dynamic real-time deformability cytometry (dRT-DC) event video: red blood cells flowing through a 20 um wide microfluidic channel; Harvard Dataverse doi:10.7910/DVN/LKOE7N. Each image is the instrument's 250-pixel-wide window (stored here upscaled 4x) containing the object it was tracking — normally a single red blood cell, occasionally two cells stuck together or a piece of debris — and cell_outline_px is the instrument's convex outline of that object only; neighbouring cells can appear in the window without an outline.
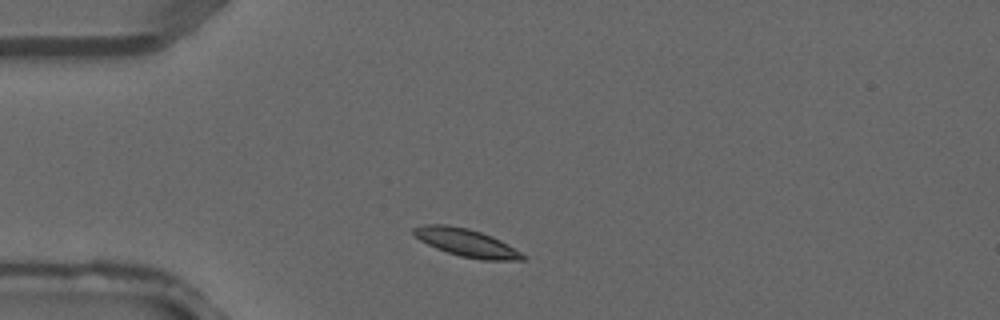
{"species": "common noctule bat (a hibernating species)", "species_latin": "Nyctalus noctula", "temperature_condition": "warm", "stored_images_in_passage": 2, "segment_of_instrument_passage": [1, 2], "camera_frame_rate_fps": 3000, "um_per_image_px": 0.085, "animal": {"sex": "male", "forearm_length_mm": 52.5}, "frame": {"image": 1, "passage_image": 1, "time_ms": 0.0, "image_size_px": [1000, 320], "cell_outline_px": [[524, 260], [480, 260], [460, 256], [436, 248], [420, 240], [412, 232], [412, 228], [424, 224], [448, 224], [468, 228], [492, 236], [508, 244], [520, 252], [524, 256]], "centroid_in_image_um": [39.62, 20.62], "position_along_channel_um": 45.4, "area_um2": 17.57}}